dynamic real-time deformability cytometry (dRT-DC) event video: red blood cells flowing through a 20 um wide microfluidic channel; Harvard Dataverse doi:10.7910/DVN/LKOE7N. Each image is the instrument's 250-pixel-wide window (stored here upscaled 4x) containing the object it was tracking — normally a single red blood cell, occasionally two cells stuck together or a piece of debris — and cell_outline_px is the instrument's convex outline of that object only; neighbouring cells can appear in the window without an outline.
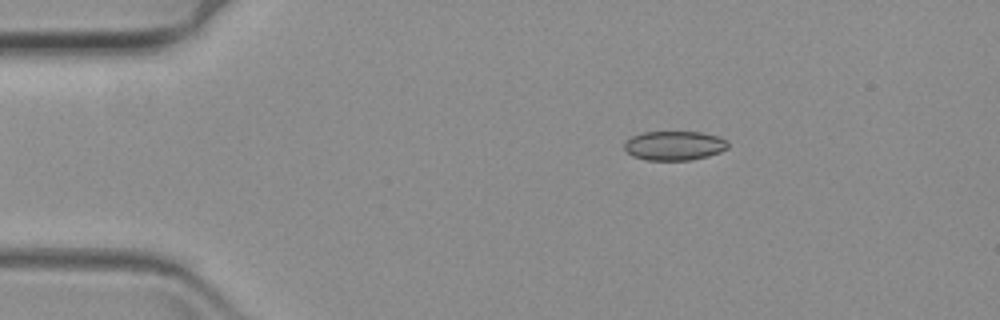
{"species": "common noctule bat (a hibernating species)", "species_latin": "Nyctalus noctula", "temperature_condition": "warm", "stored_images_in_passage": 23, "camera_frame_rate_fps": 3000, "um_per_image_px": 0.085, "animal": {"sex": "female", "body_mass_g": 19.3, "forearm_length_mm": 54.1}, "frame": {"image": 1, "passage_image": 11, "time_ms": 3.333, "image_size_px": [1000, 320], "cell_outline_px": [[728, 148], [720, 152], [708, 156], [688, 160], [648, 160], [632, 156], [624, 148], [624, 144], [632, 136], [640, 132], [700, 132], [720, 136], [728, 140]], "centroid_in_image_um": [57.34, 12.37], "position_along_channel_um": 27.7, "area_um2": 17.74}}
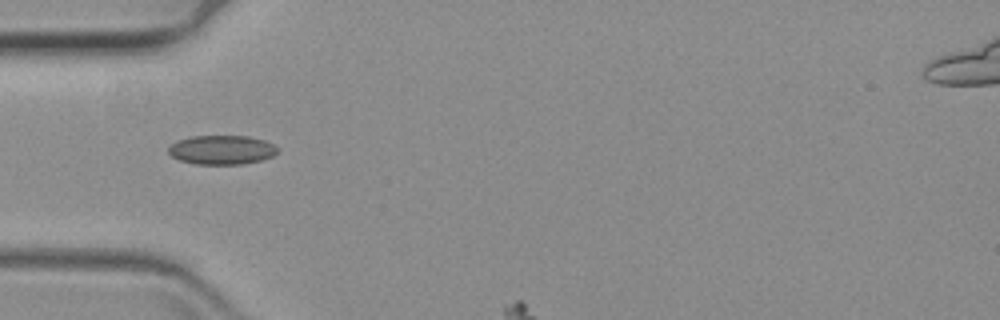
{"frame": {"image": 2, "passage_image": 20, "time_ms": 6.333, "image_size_px": [1000, 320], "cell_outline_px": [[280, 148], [272, 156], [260, 160], [240, 164], [196, 164], [180, 160], [172, 156], [168, 152], [168, 148], [176, 140], [192, 136], [248, 136], [264, 140]], "centroid_in_image_um": [18.83, 12.73], "position_along_channel_um": 66.2, "area_um2": 18.44}}